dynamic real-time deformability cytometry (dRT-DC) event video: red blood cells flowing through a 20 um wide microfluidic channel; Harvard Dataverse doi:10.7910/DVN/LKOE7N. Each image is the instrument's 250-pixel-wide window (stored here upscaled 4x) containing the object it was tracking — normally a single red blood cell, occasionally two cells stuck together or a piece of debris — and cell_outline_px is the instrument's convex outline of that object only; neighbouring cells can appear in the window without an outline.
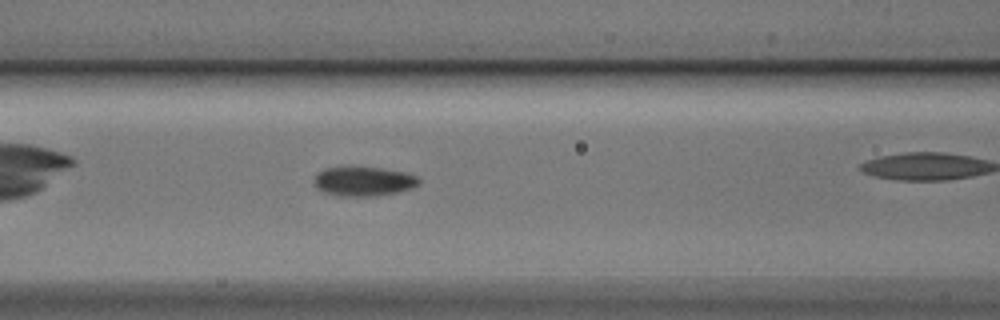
{"species": "Egyptian fruit bat (a non-hibernating species)", "species_latin": "Rousettus aegyptiacus", "temperature_condition": "cold", "stored_images_in_passage": 32, "camera_frame_rate_fps": 3000, "um_per_image_px": 0.085, "animal": {"sex": "male"}, "frame": {"image": 1, "passage_image": 10, "time_ms": 3.0, "image_size_px": [1000, 320], "cell_outline_px": [[420, 184], [412, 188], [400, 192], [376, 196], [344, 196], [324, 192], [316, 188], [316, 176], [324, 168], [380, 168], [404, 172], [416, 176], [420, 180]], "centroid_in_image_um": [30.97, 15.43], "position_along_channel_um": 135.6, "area_um2": 17.57}}
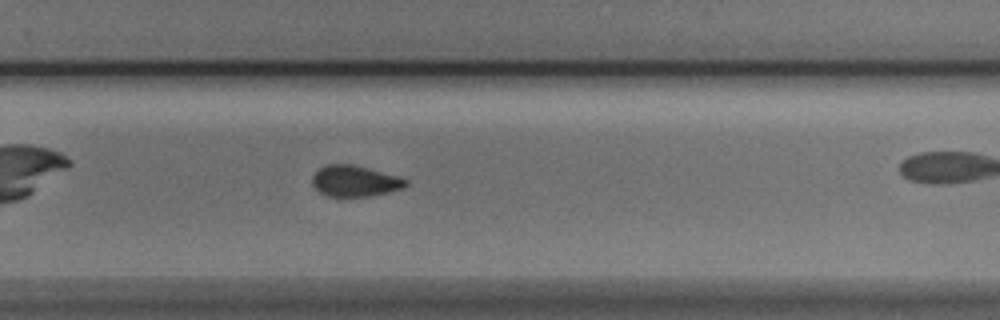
{"frame": {"image": 2, "passage_image": 23, "time_ms": 7.333, "image_size_px": [1000, 320], "cell_outline_px": [[408, 184], [404, 188], [372, 196], [328, 196], [320, 192], [312, 184], [312, 176], [320, 168], [328, 164], [352, 164], [396, 176], [408, 180]], "centroid_in_image_um": [30.16, 15.39], "position_along_channel_um": 299.6, "area_um2": 16.7}}